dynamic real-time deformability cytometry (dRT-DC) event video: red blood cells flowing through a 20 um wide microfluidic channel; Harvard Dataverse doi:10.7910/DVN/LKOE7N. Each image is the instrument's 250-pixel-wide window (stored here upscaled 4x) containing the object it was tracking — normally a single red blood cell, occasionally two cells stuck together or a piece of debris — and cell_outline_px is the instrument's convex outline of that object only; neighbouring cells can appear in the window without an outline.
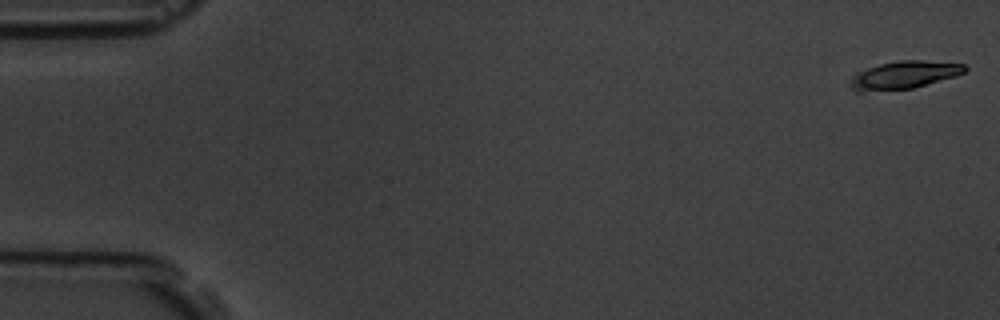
{"species": "common noctule bat (a hibernating species)", "species_latin": "Nyctalus noctula", "temperature_condition": "room temperature", "stored_images_in_passage": 7, "segment_of_instrument_passage": [1, 2], "camera_frame_rate_fps": 3000, "um_per_image_px": 0.085, "animal": {"sex": "male", "body_mass_g": 19.5, "forearm_length_mm": 54.6}, "frame": {"image": 1, "passage_image": 1, "time_ms": 0.0, "image_size_px": [1000, 320], "cell_outline_px": [[968, 68], [964, 72], [956, 76], [912, 88], [860, 92], [856, 92], [848, 84], [852, 76], [856, 72], [880, 64], [900, 60], [920, 60], [964, 64]], "centroid_in_image_um": [76.81, 6.37], "position_along_channel_um": 8.2, "area_um2": 18.44}}
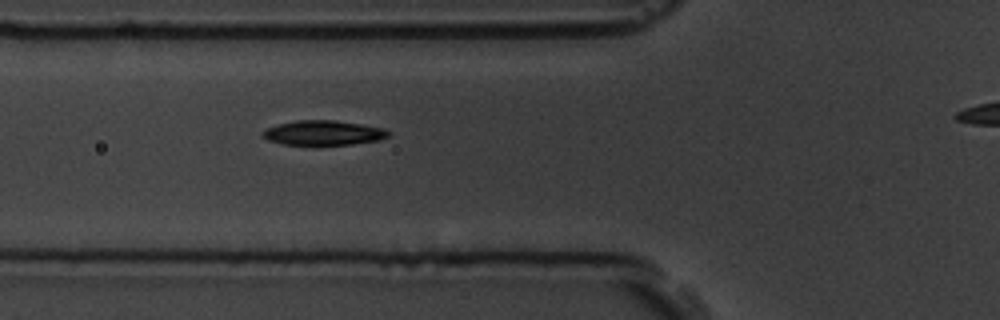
{"frame": {"image": 2, "passage_image": 6, "time_ms": 6.667, "image_size_px": [1000, 320], "cell_outline_px": [[392, 132], [388, 136], [380, 140], [352, 144], [284, 144], [268, 140], [260, 132], [276, 124], [296, 120], [332, 120], [360, 124], [384, 128]], "centroid_in_image_um": [27.5, 11.28], "position_along_channel_um": 98.3, "area_um2": 17.92}}